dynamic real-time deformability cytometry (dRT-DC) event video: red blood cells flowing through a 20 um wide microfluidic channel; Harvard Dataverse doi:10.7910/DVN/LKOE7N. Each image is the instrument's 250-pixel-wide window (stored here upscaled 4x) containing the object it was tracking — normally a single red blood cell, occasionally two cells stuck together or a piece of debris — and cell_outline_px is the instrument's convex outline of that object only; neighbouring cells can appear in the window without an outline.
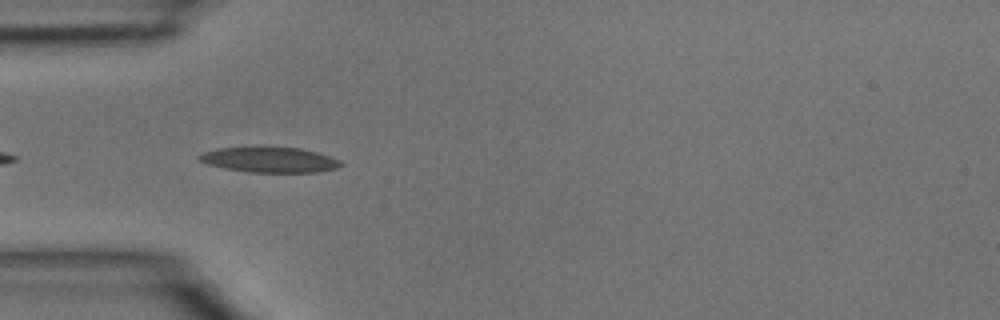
{"species": "common noctule bat (a hibernating species)", "species_latin": "Nyctalus noctula", "temperature_condition": "room temperature", "stored_images_in_passage": 4, "camera_frame_rate_fps": 3000, "um_per_image_px": 0.085, "animal": {"sex": "male", "body_mass_g": 15.6}, "frame": {"image": 1, "passage_image": 3, "time_ms": 0.667, "image_size_px": [1000, 320], "cell_outline_px": [[344, 164], [336, 168], [320, 172], [248, 172], [224, 168], [208, 164], [200, 160], [196, 156], [204, 152], [220, 148], [300, 148], [316, 152], [340, 160]], "centroid_in_image_um": [22.94, 13.6], "position_along_channel_um": 62.1, "area_um2": 20.46}}